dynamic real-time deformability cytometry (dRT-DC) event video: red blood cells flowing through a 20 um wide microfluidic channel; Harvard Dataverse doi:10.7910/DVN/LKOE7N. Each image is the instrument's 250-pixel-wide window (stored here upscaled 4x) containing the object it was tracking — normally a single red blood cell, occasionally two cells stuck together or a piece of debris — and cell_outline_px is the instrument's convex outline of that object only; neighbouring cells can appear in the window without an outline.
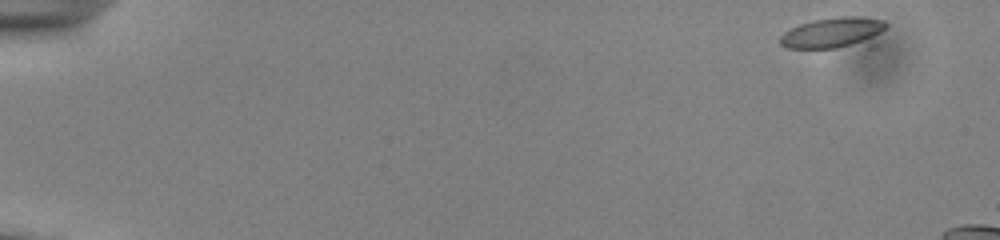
{"species": "common noctule bat (a hibernating species)", "species_latin": "Nyctalus noctula", "temperature_condition": "cold", "stored_images_in_passage": 12, "camera_frame_rate_fps": 3000, "um_per_image_px": 0.085, "animal": {"sex": "male", "body_mass_g": 13.0, "forearm_length_mm": 53.1}, "frame": {"image": 1, "passage_image": 1, "time_ms": 0.0, "image_size_px": [1000, 240], "cell_outline_px": [[888, 24], [880, 32], [872, 36], [836, 48], [788, 48], [780, 44], [780, 36], [784, 32], [800, 24], [816, 20], [844, 16], [852, 16], [884, 20]], "centroid_in_image_um": [70.67, 2.75], "position_along_channel_um": 14.3, "area_um2": 17.69}}